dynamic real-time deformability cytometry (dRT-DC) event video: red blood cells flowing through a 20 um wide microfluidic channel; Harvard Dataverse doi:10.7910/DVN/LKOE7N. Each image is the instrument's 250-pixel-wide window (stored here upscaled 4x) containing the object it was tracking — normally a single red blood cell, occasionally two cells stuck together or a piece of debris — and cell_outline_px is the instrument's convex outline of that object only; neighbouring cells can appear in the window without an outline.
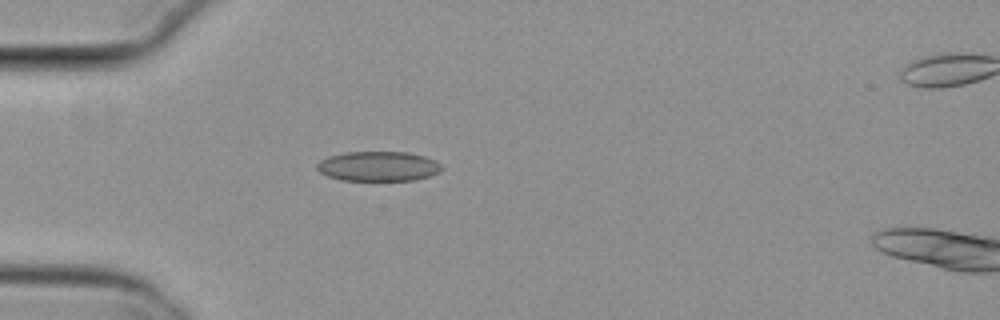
{"species": "common noctule bat (a hibernating species)", "species_latin": "Nyctalus noctula", "temperature_condition": "cold", "stored_images_in_passage": 4, "camera_frame_rate_fps": 3000, "um_per_image_px": 0.085, "animal": {"sex": "female", "body_mass_g": 29.2, "forearm_length_mm": 56.3}, "frame": {"image": 1, "passage_image": 3, "time_ms": 0.667, "image_size_px": [1000, 320], "cell_outline_px": [[444, 168], [440, 172], [416, 180], [340, 180], [328, 176], [320, 172], [316, 168], [316, 164], [320, 160], [328, 156], [344, 152], [408, 152], [424, 156], [436, 160]], "centroid_in_image_um": [32.16, 14.13], "position_along_channel_um": 52.8, "area_um2": 21.79}}